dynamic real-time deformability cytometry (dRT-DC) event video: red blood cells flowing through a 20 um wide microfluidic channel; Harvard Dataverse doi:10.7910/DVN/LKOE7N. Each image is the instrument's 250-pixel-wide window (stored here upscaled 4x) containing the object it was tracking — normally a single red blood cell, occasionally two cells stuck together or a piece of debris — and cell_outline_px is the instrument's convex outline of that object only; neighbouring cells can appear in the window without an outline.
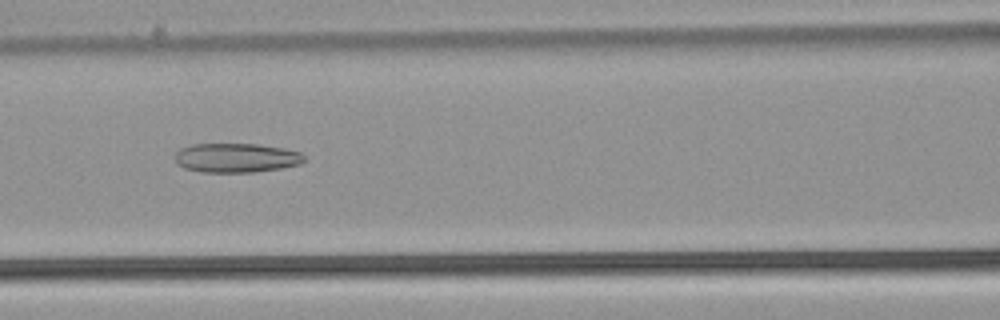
{"species": "common noctule bat (a hibernating species)", "species_latin": "Nyctalus noctula", "temperature_condition": "warm", "stored_images_in_passage": 52, "camera_frame_rate_fps": 3000, "um_per_image_px": 0.085, "animal": {"sex": "male", "body_mass_g": 21.5, "forearm_length_mm": 52.0}, "frame": {"image": 1, "passage_image": 23, "time_ms": 7.333, "image_size_px": [1000, 320], "cell_outline_px": [[304, 160], [300, 164], [280, 168], [252, 172], [200, 172], [184, 168], [176, 164], [176, 152], [180, 148], [192, 144], [256, 144], [284, 148], [300, 152], [304, 156]], "centroid_in_image_um": [20.05, 13.41], "position_along_channel_um": 146.5, "area_um2": 22.02}}
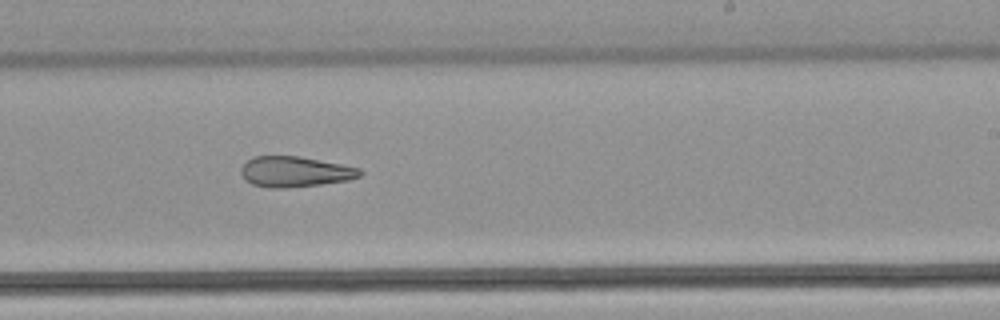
{"frame": {"image": 2, "passage_image": 32, "time_ms": 10.333, "image_size_px": [1000, 320], "cell_outline_px": [[364, 172], [360, 176], [348, 180], [320, 184], [284, 188], [272, 188], [252, 184], [244, 180], [240, 172], [240, 168], [252, 156], [296, 156], [340, 164], [360, 168]], "centroid_in_image_um": [25.04, 14.6], "position_along_channel_um": 264.0, "area_um2": 21.04}}
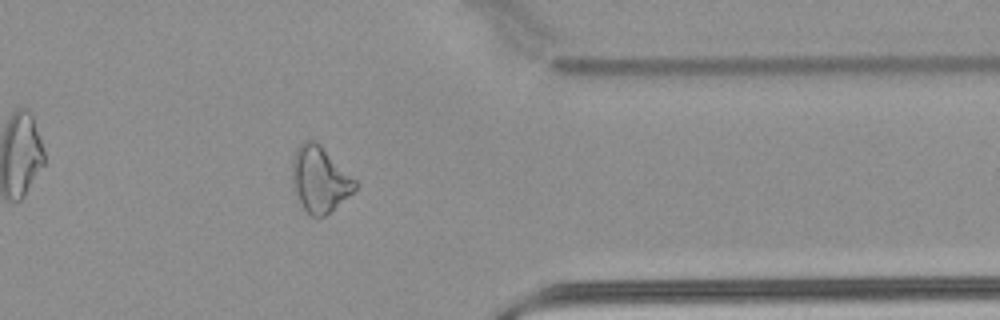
{"frame": {"image": 3, "passage_image": 42, "time_ms": 13.667, "image_size_px": [1000, 320], "cell_outline_px": [[356, 188], [348, 196], [324, 216], [312, 216], [304, 208], [292, 184], [292, 156], [296, 148], [304, 140], [316, 140], [356, 180]], "centroid_in_image_um": [27.16, 15.19], "position_along_channel_um": 384.2, "area_um2": 23.7}}